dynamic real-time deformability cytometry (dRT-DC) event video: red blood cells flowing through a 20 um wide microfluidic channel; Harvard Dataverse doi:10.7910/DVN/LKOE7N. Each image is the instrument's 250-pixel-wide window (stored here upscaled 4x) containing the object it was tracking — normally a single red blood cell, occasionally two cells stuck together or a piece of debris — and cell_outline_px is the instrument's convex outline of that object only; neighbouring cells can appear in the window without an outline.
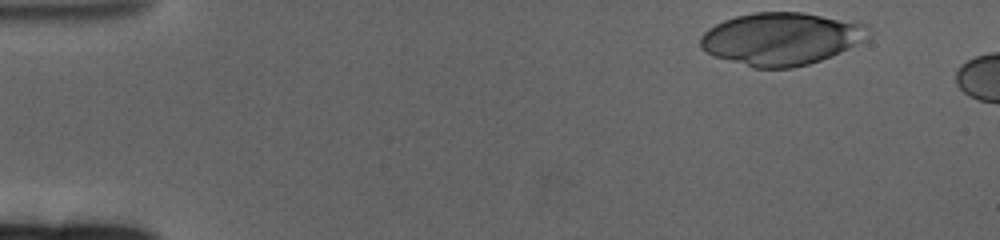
{"species": "human", "species_latin": "Homo sapiens", "temperature_condition": "cold", "stored_images_in_passage": 9, "camera_frame_rate_fps": 3000, "um_per_image_px": 0.085, "donor": {"sex": "female"}, "frame": {"image": 1, "passage_image": 1, "time_ms": 0.0, "image_size_px": [1000, 240], "cell_outline_px": [[872, 36], [868, 40], [832, 56], [808, 64], [792, 68], [752, 68], [712, 56], [704, 52], [700, 48], [700, 36], [708, 28], [724, 20], [736, 16], [752, 12], [800, 12], [856, 20], [868, 24]], "centroid_in_image_um": [66.45, 3.29], "position_along_channel_um": 18.5, "area_um2": 52.54}}